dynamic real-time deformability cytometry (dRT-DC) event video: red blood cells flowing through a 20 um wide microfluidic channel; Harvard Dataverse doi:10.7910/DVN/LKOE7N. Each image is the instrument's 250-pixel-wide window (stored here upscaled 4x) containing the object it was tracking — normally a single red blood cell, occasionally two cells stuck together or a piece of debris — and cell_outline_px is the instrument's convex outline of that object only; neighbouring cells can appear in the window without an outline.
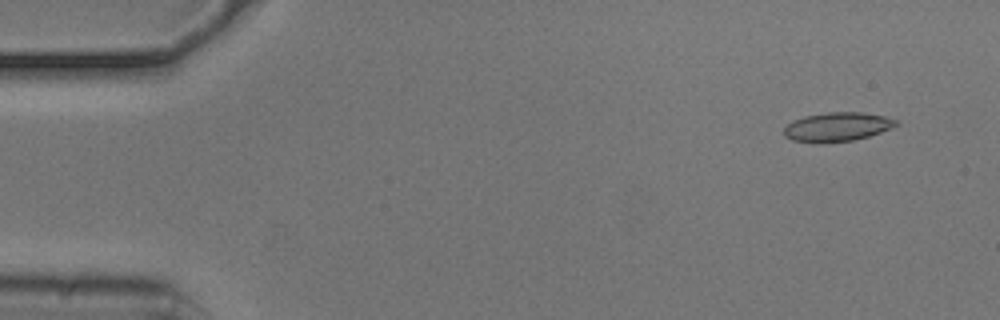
{"species": "common noctule bat (a hibernating species)", "species_latin": "Nyctalus noctula", "temperature_condition": "cold", "stored_images_in_passage": 54, "camera_frame_rate_fps": 3000, "um_per_image_px": 0.085, "animal": {"sex": "male", "body_mass_g": 20.5, "forearm_length_mm": 52.5}, "frame": {"image": 1, "passage_image": 4, "time_ms": 1.0, "image_size_px": [1000, 320], "cell_outline_px": [[900, 124], [892, 128], [868, 136], [852, 140], [820, 144], [816, 144], [792, 140], [784, 136], [784, 128], [792, 120], [804, 116], [828, 112], [860, 112], [884, 116], [900, 120]], "centroid_in_image_um": [71.16, 10.79], "position_along_channel_um": 13.8, "area_um2": 19.25}}
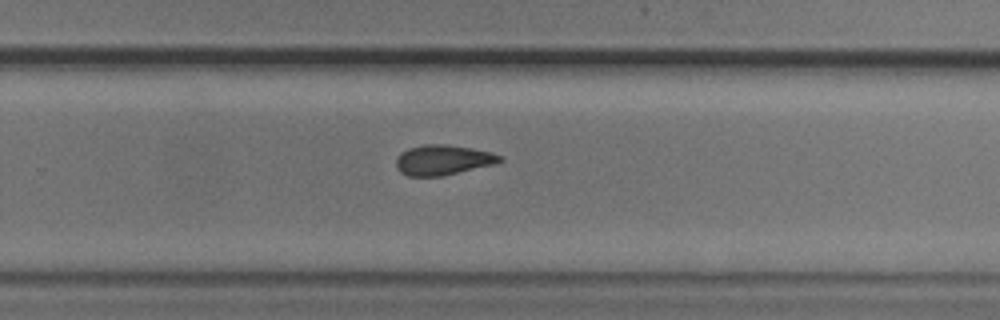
{"frame": {"image": 2, "passage_image": 35, "time_ms": 11.333, "image_size_px": [1000, 320], "cell_outline_px": [[504, 160], [496, 164], [440, 176], [408, 176], [400, 172], [396, 168], [396, 160], [400, 152], [408, 148], [424, 144], [448, 144], [472, 148], [492, 152], [500, 156]], "centroid_in_image_um": [37.64, 13.59], "position_along_channel_um": 292.2, "area_um2": 18.32}}
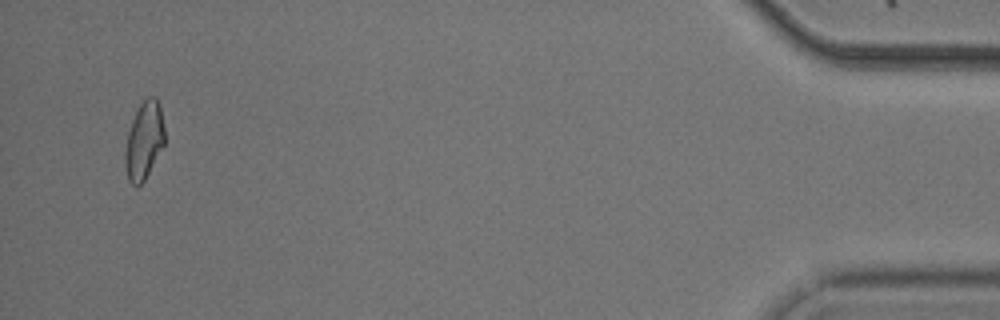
{"frame": {"image": 3, "passage_image": 52, "time_ms": 17.0, "image_size_px": [1000, 320], "cell_outline_px": [[164, 144], [144, 180], [140, 184], [132, 184], [128, 180], [124, 160], [124, 152], [128, 132], [132, 120], [140, 104], [148, 96], [156, 96], [160, 108], [164, 128]], "centroid_in_image_um": [12.23, 11.93], "position_along_channel_um": 423.0, "area_um2": 17.57}, "authors_computed_cell_mechanics": {"area_um2": 18.3515, "velocity_mm_per_s": 3.7454, "shape_relaxation_time_tau1_ms": null, "shape_relaxation_time_tau2_ms": 5.4694, "deformation_change_tau1": null, "deformation_change_tau2": 0.1187}}